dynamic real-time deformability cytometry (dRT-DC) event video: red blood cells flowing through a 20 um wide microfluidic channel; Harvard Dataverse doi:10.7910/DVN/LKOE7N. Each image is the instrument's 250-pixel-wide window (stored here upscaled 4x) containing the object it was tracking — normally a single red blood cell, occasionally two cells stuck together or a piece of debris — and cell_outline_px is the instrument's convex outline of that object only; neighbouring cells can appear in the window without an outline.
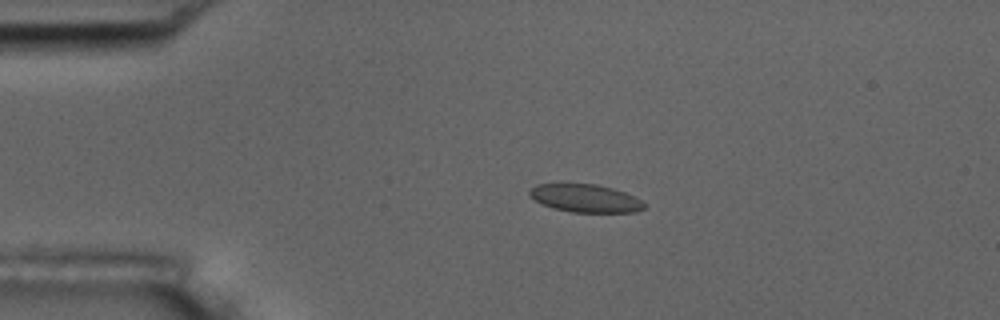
{"species": "common noctule bat (a hibernating species)", "species_latin": "Nyctalus noctula", "temperature_condition": "room temperature", "stored_images_in_passage": 18, "camera_frame_rate_fps": 3000, "um_per_image_px": 0.085, "animal": {"sex": "male", "body_mass_g": 17.5, "forearm_length_mm": 52.3}, "frame": {"image": 1, "passage_image": 11, "time_ms": 3.333, "image_size_px": [1000, 320], "cell_outline_px": [[644, 208], [636, 212], [572, 212], [552, 208], [528, 196], [528, 192], [536, 184], [596, 184], [612, 188], [624, 192], [640, 200], [644, 204]], "centroid_in_image_um": [49.73, 16.85], "position_along_channel_um": 35.3, "area_um2": 18.44}}